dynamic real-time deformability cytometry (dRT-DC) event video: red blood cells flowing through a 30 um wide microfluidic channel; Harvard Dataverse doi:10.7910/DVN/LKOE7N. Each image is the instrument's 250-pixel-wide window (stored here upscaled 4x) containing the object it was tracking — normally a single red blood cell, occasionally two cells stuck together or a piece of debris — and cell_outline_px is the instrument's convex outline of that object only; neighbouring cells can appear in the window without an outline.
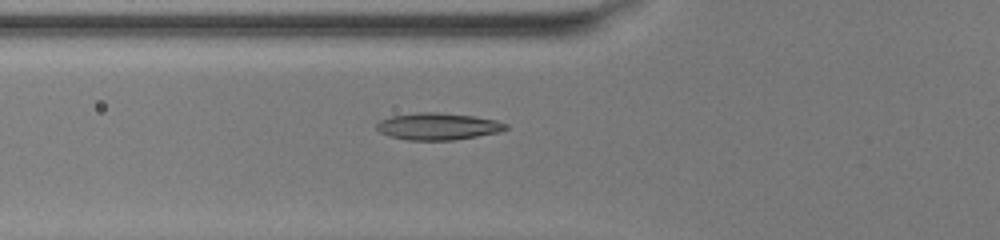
{"species": "common noctule bat (a hibernating species)", "species_latin": "Nyctalus noctula", "temperature_condition": "warm", "stored_images_in_passage": 48, "camera_frame_rate_fps": 3000, "um_per_image_px": 0.085, "animal": {"sex": "female", "body_mass_g": 20.0, "forearm_length_mm": 54.0}, "frame": {"image": 1, "passage_image": 17, "time_ms": 5.333, "image_size_px": [1000, 240], "cell_outline_px": [[508, 128], [500, 132], [452, 140], [408, 140], [388, 136], [380, 132], [376, 128], [376, 124], [380, 120], [392, 116], [420, 112], [436, 112], [476, 116], [496, 120], [508, 124]], "centroid_in_image_um": [37.23, 10.74], "position_along_channel_um": 88.6, "area_um2": 20.29}}
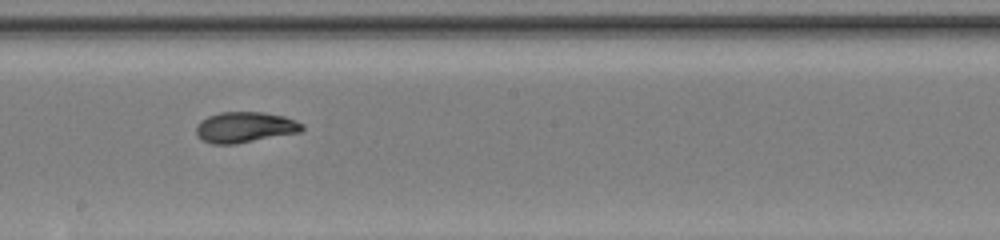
{"frame": {"image": 2, "passage_image": 27, "time_ms": 8.667, "image_size_px": [1000, 240], "cell_outline_px": [[304, 128], [300, 132], [236, 144], [212, 144], [200, 140], [196, 136], [196, 124], [200, 120], [208, 116], [220, 112], [264, 112], [284, 116], [296, 120], [304, 124]], "centroid_in_image_um": [20.79, 10.82], "position_along_channel_um": 227.4, "area_um2": 19.25}}
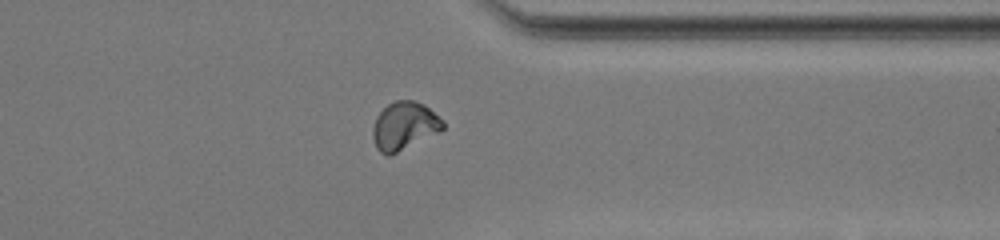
{"frame": {"image": 3, "passage_image": 38, "time_ms": 12.333, "image_size_px": [1000, 240], "cell_outline_px": [[444, 128], [440, 132], [388, 156], [380, 152], [376, 148], [372, 136], [372, 128], [376, 116], [388, 104], [396, 100], [416, 100], [424, 104], [444, 120]], "centroid_in_image_um": [34.37, 10.69], "position_along_channel_um": 377.0, "area_um2": 19.71}, "authors_computed_cell_mechanics": {"area_um2": 18.9006, "velocity_mm_per_s": 4.154, "shape_relaxation_time_tau1_ms": 10.2181, "shape_relaxation_time_tau2_ms": 1.1606, "deformation_change_tau1": 0.2923, "deformation_change_tau2": 0.0449}}